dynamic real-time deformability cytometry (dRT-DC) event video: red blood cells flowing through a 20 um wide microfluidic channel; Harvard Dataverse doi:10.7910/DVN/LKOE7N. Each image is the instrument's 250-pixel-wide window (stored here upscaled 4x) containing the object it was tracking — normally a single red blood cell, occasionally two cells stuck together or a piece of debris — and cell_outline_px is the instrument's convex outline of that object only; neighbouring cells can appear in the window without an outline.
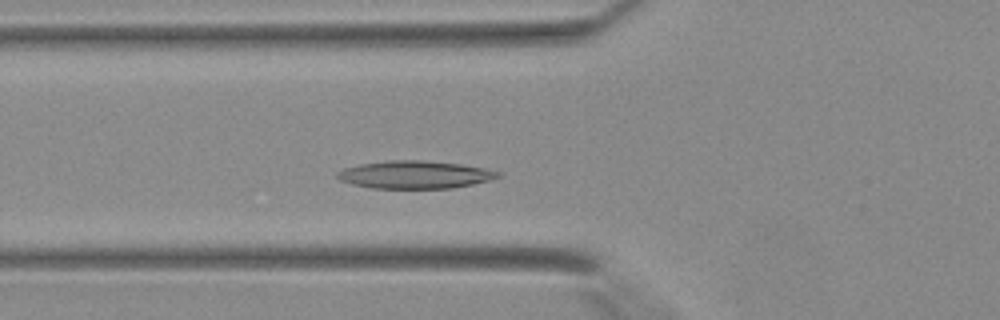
{"species": "Egyptian fruit bat (a non-hibernating species)", "species_latin": "Rousettus aegyptiacus", "temperature_condition": "warm", "stored_images_in_passage": 35, "camera_frame_rate_fps": 3000, "um_per_image_px": 0.085, "animal": {"sex": "female"}, "frame": {"image": 1, "passage_image": 9, "time_ms": 2.667, "image_size_px": [1000, 320], "cell_outline_px": [[500, 176], [488, 180], [472, 184], [452, 188], [372, 188], [352, 184], [340, 180], [336, 176], [336, 172], [344, 168], [360, 164], [388, 160], [420, 160], [460, 164], [484, 168], [500, 172]], "centroid_in_image_um": [35.22, 14.84], "position_along_channel_um": 90.6, "area_um2": 25.78}}
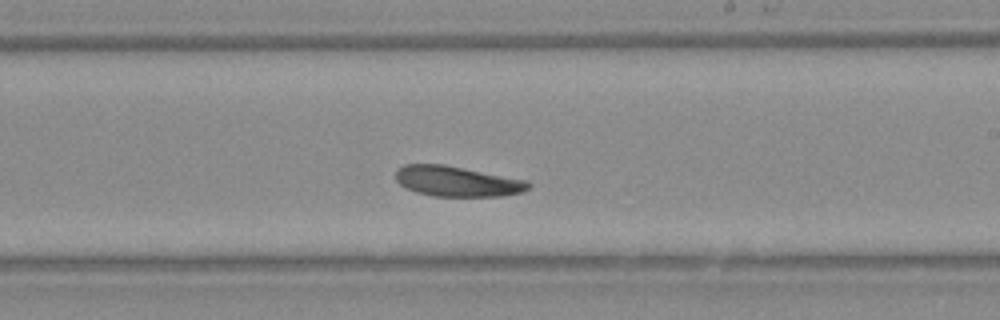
{"frame": {"image": 2, "passage_image": 19, "time_ms": 6.0, "image_size_px": [1000, 320], "cell_outline_px": [[532, 184], [524, 192], [504, 196], [432, 196], [416, 192], [404, 188], [396, 180], [396, 168], [404, 164], [444, 164], [528, 180]], "centroid_in_image_um": [38.85, 15.41], "position_along_channel_um": 250.1, "area_um2": 23.76}}
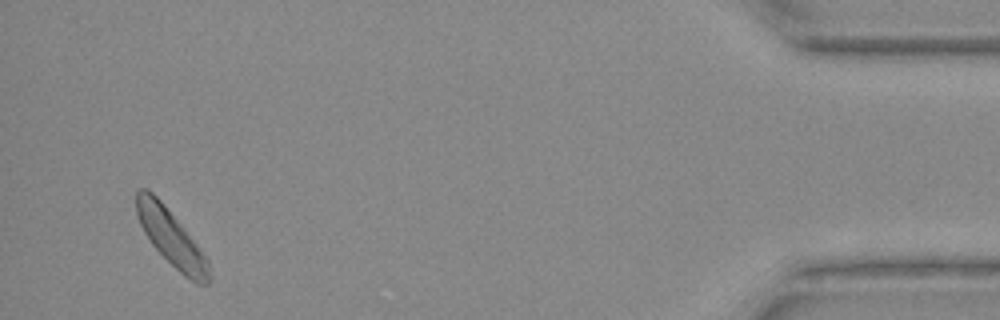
{"frame": {"image": 3, "passage_image": 34, "time_ms": 11.0, "image_size_px": [1000, 320], "cell_outline_px": [[212, 280], [208, 284], [196, 284], [184, 276], [152, 244], [144, 232], [140, 224], [136, 212], [136, 192], [140, 188], [144, 188], [152, 192], [164, 204], [180, 224], [208, 260], [212, 276]], "centroid_in_image_um": [14.56, 20.24], "position_along_channel_um": 420.6, "area_um2": 23.29}}